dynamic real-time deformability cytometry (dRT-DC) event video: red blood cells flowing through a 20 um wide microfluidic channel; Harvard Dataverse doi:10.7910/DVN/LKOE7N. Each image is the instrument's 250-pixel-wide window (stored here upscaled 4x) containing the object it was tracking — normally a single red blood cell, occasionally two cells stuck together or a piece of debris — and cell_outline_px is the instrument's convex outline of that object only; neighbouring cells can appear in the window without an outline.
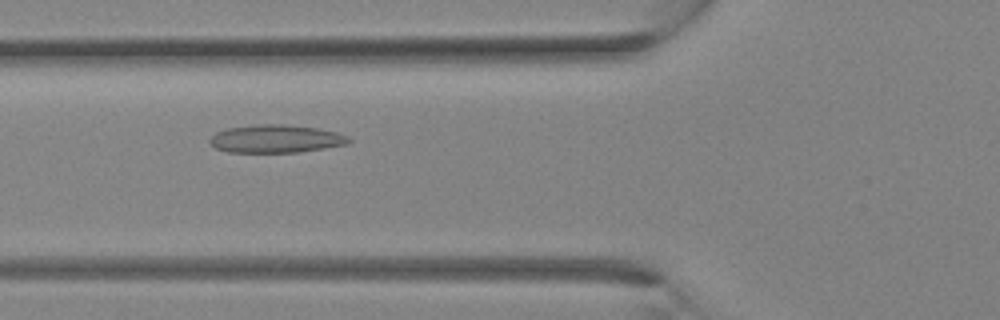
{"species": "Egyptian fruit bat (a non-hibernating species)", "species_latin": "Rousettus aegyptiacus", "temperature_condition": "room temperature", "stored_images_in_passage": 30, "camera_frame_rate_fps": 3000, "um_per_image_px": 0.085, "animal": {"sex": "female"}, "frame": {"image": 1, "passage_image": 9, "time_ms": 2.667, "image_size_px": [1000, 320], "cell_outline_px": [[352, 140], [348, 144], [324, 148], [296, 152], [228, 152], [216, 148], [208, 140], [216, 132], [228, 128], [256, 124], [284, 124], [316, 128], [336, 132], [348, 136]], "centroid_in_image_um": [23.45, 11.79], "position_along_channel_um": 102.3, "area_um2": 22.54}}
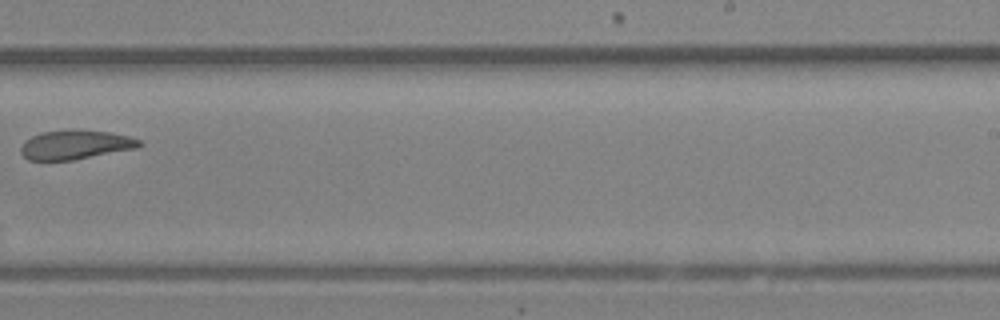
{"frame": {"image": 2, "passage_image": 18, "time_ms": 5.667, "image_size_px": [1000, 320], "cell_outline_px": [[144, 144], [136, 148], [72, 160], [28, 160], [20, 152], [20, 148], [24, 140], [32, 136], [44, 132], [72, 128], [108, 132], [128, 136], [140, 140]], "centroid_in_image_um": [6.39, 12.29], "position_along_channel_um": 282.6, "area_um2": 20.23}}
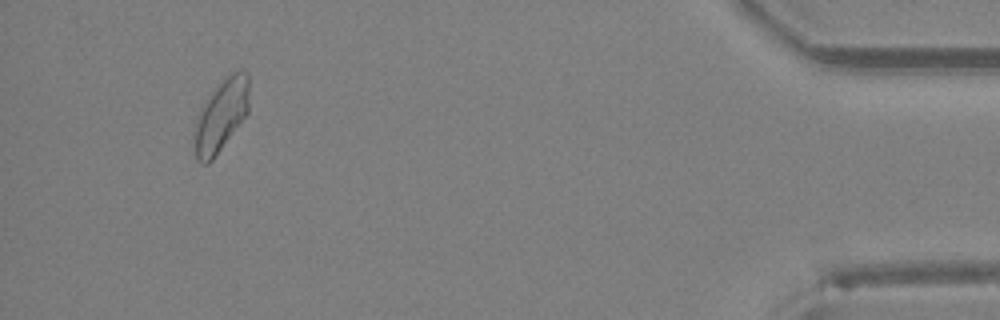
{"frame": {"image": 3, "passage_image": 28, "time_ms": 9.0, "image_size_px": [1000, 320], "cell_outline_px": [[248, 112], [212, 160], [208, 164], [200, 164], [196, 160], [192, 136], [192, 132], [196, 116], [200, 108], [216, 84], [224, 76], [236, 68], [244, 68], [248, 72]], "centroid_in_image_um": [18.75, 9.77], "position_along_channel_um": 416.5, "area_um2": 23.76}}